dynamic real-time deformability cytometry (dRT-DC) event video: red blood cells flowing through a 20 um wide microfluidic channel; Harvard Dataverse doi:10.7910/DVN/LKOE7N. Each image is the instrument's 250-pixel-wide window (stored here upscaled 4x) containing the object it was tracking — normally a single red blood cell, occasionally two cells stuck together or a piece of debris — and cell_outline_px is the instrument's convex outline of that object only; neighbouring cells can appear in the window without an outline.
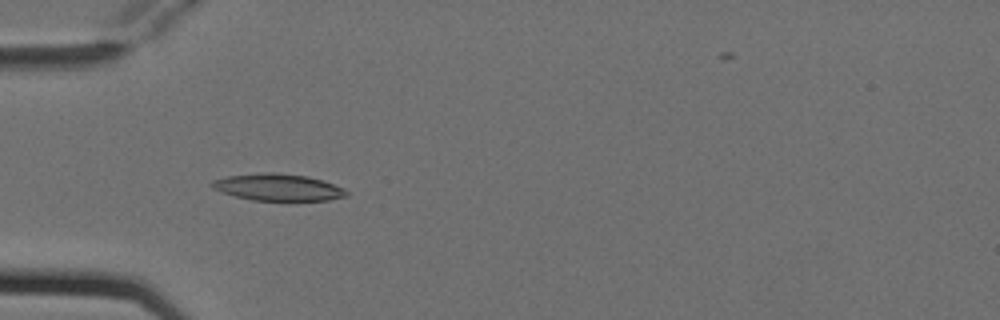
{"species": "Egyptian fruit bat (a non-hibernating species)", "species_latin": "Rousettus aegyptiacus", "temperature_condition": "cold", "stored_images_in_passage": 5, "camera_frame_rate_fps": 3000, "um_per_image_px": 0.085, "animal": {"sex": "female"}, "frame": {"image": 1, "passage_image": 4, "time_ms": 1.0, "image_size_px": [1000, 320], "cell_outline_px": [[348, 196], [328, 200], [252, 200], [220, 192], [212, 188], [208, 184], [212, 180], [228, 176], [264, 172], [272, 172], [308, 176], [344, 188], [348, 192]], "centroid_in_image_um": [23.59, 15.91], "position_along_channel_um": 61.4, "area_um2": 20.98}}
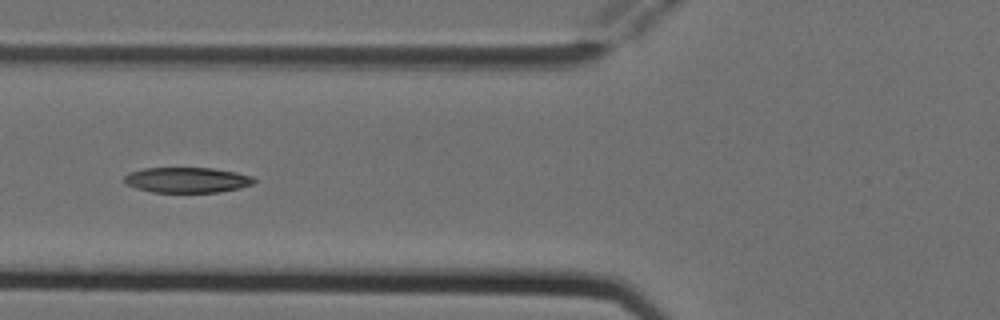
{"frame": {"image": 2, "passage_image": 5, "time_ms": 1.333, "image_size_px": [1000, 320], "cell_outline_px": [[256, 180], [252, 184], [240, 188], [220, 192], [152, 192], [136, 188], [128, 184], [124, 180], [124, 176], [132, 172], [144, 168], [212, 168], [236, 172], [252, 176]], "centroid_in_image_um": [15.93, 15.3], "position_along_channel_um": 109.9, "area_um2": 19.07}}